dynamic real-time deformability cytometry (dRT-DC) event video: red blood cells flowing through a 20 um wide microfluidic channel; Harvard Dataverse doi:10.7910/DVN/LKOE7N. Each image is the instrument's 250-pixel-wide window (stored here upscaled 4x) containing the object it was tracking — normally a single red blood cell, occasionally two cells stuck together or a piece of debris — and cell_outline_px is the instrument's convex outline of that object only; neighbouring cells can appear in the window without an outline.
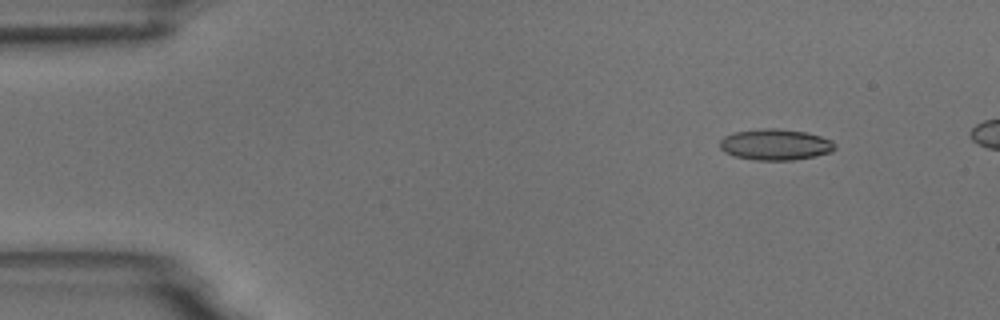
{"species": "common noctule bat (a hibernating species)", "species_latin": "Nyctalus noctula", "temperature_condition": "room temperature", "stored_images_in_passage": 5, "camera_frame_rate_fps": 3000, "um_per_image_px": 0.085, "animal": {"sex": "male", "body_mass_g": 18.8}, "frame": {"image": 1, "passage_image": 2, "time_ms": 1.0, "image_size_px": [1000, 320], "cell_outline_px": [[836, 148], [832, 152], [816, 156], [792, 160], [752, 160], [736, 156], [724, 152], [720, 148], [720, 140], [724, 136], [736, 132], [760, 128], [776, 128], [808, 132], [832, 140], [836, 144]], "centroid_in_image_um": [65.93, 12.28], "position_along_channel_um": 19.1, "area_um2": 21.04}}